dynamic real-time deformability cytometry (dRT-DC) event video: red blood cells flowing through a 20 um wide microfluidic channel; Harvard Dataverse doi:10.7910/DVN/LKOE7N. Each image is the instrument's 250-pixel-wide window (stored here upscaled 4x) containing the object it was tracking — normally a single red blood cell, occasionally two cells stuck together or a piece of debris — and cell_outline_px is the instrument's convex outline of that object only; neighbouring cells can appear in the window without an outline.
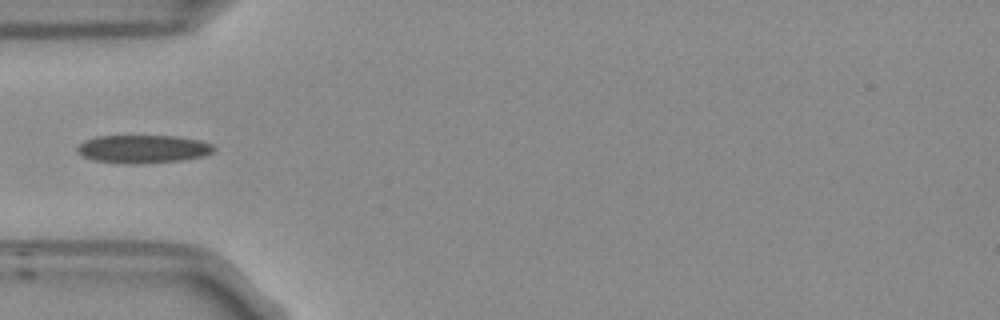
{"species": "Egyptian fruit bat (a non-hibernating species)", "species_latin": "Rousettus aegyptiacus", "temperature_condition": "room temperature", "stored_images_in_passage": 38, "camera_frame_rate_fps": 3000, "um_per_image_px": 0.085, "frame": {"image": 1, "passage_image": 1, "time_ms": 0.0, "image_size_px": [1000, 320], "cell_outline_px": [[216, 148], [212, 152], [204, 156], [180, 160], [132, 164], [92, 160], [84, 156], [76, 148], [84, 140], [96, 136], [176, 136], [200, 140], [212, 144]], "centroid_in_image_um": [12.17, 12.65], "position_along_channel_um": 72.8, "area_um2": 22.2}}
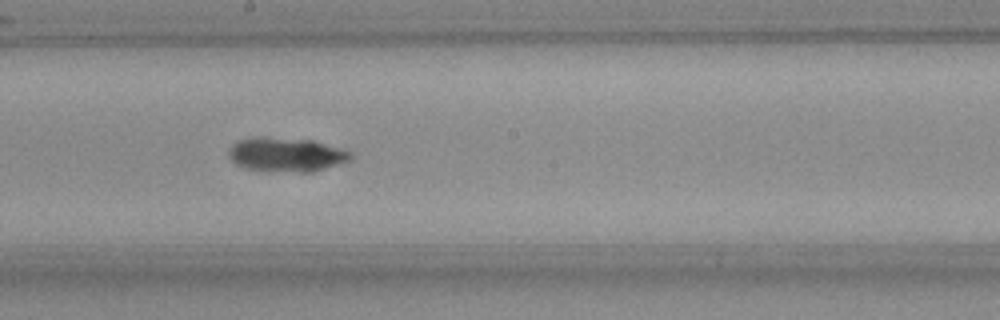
{"frame": {"image": 2, "passage_image": 13, "time_ms": 4.0, "image_size_px": [1000, 320], "cell_outline_px": [[352, 156], [348, 160], [340, 164], [320, 168], [244, 168], [236, 164], [228, 156], [228, 152], [232, 144], [240, 140], [256, 136], [268, 136], [320, 144], [344, 148]], "centroid_in_image_um": [24.22, 13.07], "position_along_channel_um": 224.0, "area_um2": 22.08}}
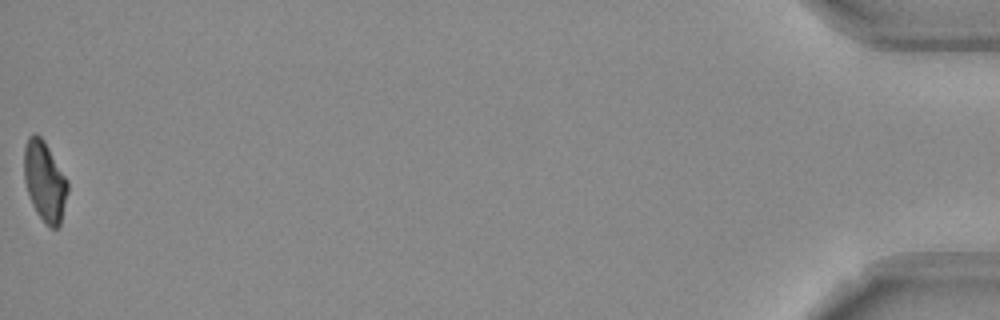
{"frame": {"image": 3, "passage_image": 38, "time_ms": 12.333, "image_size_px": [1000, 320], "cell_outline_px": [[68, 192], [60, 224], [56, 228], [52, 228], [36, 212], [32, 204], [24, 180], [24, 148], [28, 136], [36, 132], [44, 140], [68, 180]], "centroid_in_image_um": [3.8, 15.36], "position_along_channel_um": 431.4, "area_um2": 20.23}}